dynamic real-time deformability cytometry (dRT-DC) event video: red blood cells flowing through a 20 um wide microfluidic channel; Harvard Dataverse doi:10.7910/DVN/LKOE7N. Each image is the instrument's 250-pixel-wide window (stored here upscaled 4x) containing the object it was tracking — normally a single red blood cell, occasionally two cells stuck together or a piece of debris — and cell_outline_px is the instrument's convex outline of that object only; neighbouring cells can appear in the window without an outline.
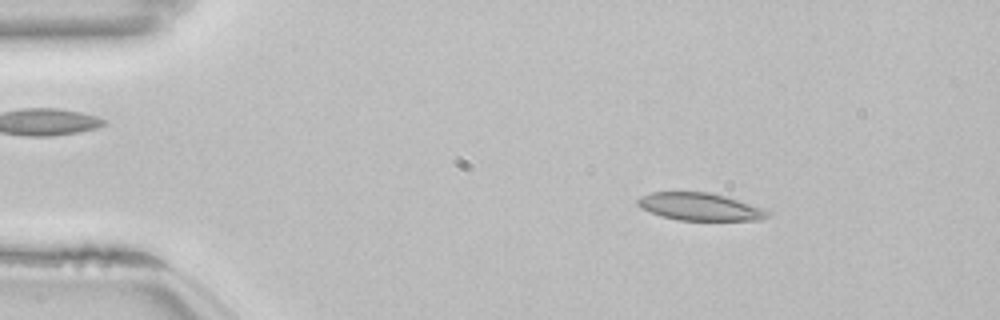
{"species": "common noctule bat (a hibernating species)", "species_latin": "Nyctalus noctula", "temperature_condition": "room temperature", "stored_images_in_passage": 53, "camera_frame_rate_fps": 3000, "um_per_image_px": 0.085, "animal": {"sex": "female", "body_mass_g": 22.7, "forearm_length_mm": 54.2}, "frame": {"image": 1, "passage_image": 8, "time_ms": 2.333, "image_size_px": [1000, 320], "cell_outline_px": [[772, 212], [768, 216], [760, 220], [680, 220], [664, 216], [652, 212], [636, 204], [636, 200], [640, 196], [652, 192], [708, 192], [724, 196], [768, 208]], "centroid_in_image_um": [59.57, 17.57], "position_along_channel_um": 25.4, "area_um2": 20.81}}
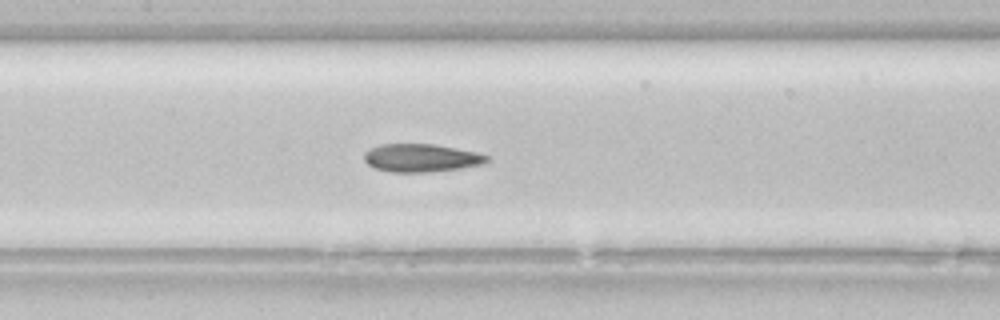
{"frame": {"image": 2, "passage_image": 25, "time_ms": 8.0, "image_size_px": [1000, 320], "cell_outline_px": [[488, 160], [484, 164], [460, 168], [428, 172], [392, 172], [376, 168], [368, 164], [364, 160], [364, 152], [380, 144], [436, 144], [476, 152], [488, 156]], "centroid_in_image_um": [35.8, 13.42], "position_along_channel_um": 171.6, "area_um2": 19.94}}
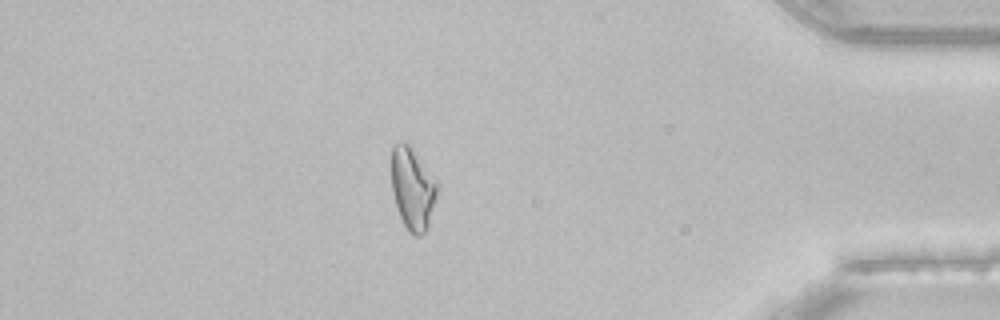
{"frame": {"image": 3, "passage_image": 46, "time_ms": 15.0, "image_size_px": [1000, 320], "cell_outline_px": [[440, 188], [428, 228], [420, 236], [416, 236], [408, 232], [400, 216], [392, 192], [392, 148], [396, 144], [408, 144], [440, 184]], "centroid_in_image_um": [35.12, 16.09], "position_along_channel_um": 400.1, "area_um2": 21.91}, "authors_computed_cell_mechanics": {"area_um2": 20.9814, "velocity_mm_per_s": 3.841, "shape_relaxation_time_tau1_ms": null, "shape_relaxation_time_tau2_ms": 4.2212, "deformation_change_tau1": null, "deformation_change_tau2": 0.128}}